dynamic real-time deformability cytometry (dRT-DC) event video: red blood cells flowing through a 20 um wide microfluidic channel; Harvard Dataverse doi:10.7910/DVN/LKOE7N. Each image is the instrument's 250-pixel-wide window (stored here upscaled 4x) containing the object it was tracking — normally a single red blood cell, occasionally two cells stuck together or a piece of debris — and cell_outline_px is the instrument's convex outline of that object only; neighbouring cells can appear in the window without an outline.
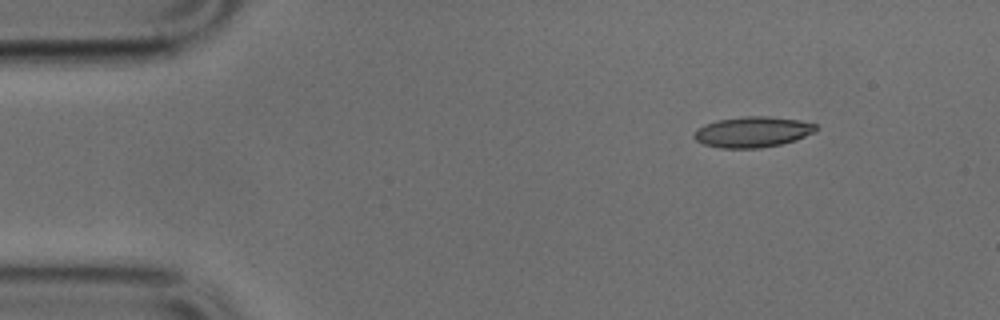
{"species": "common noctule bat (a hibernating species)", "species_latin": "Nyctalus noctula", "temperature_condition": "cold", "stored_images_in_passage": 43, "camera_frame_rate_fps": 3000, "um_per_image_px": 0.085, "animal": {"sex": "male", "body_mass_g": 17.9, "forearm_length_mm": 54.2}, "frame": {"image": 1, "passage_image": 1, "time_ms": 0.0, "image_size_px": [1000, 320], "cell_outline_px": [[820, 128], [816, 132], [796, 140], [780, 144], [760, 148], [720, 148], [704, 144], [696, 140], [692, 136], [696, 128], [704, 124], [716, 120], [744, 116], [768, 116], [800, 120], [816, 124]], "centroid_in_image_um": [63.98, 11.21], "position_along_channel_um": 21.0, "area_um2": 22.08}}
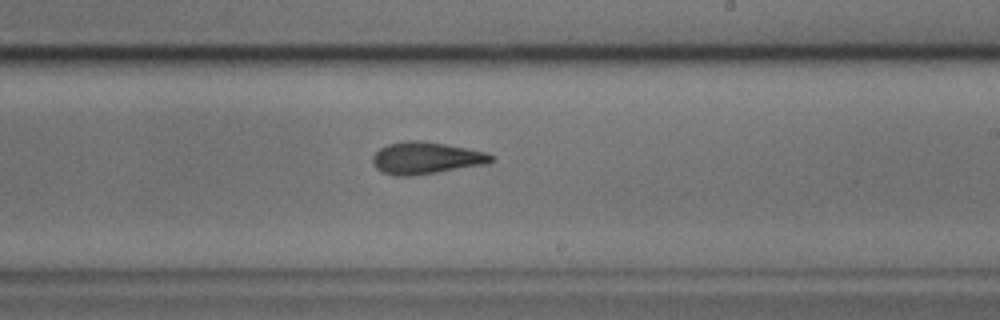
{"frame": {"image": 2, "passage_image": 24, "time_ms": 7.667, "image_size_px": [1000, 320], "cell_outline_px": [[496, 160], [488, 164], [412, 176], [392, 176], [376, 168], [372, 160], [372, 156], [380, 148], [388, 144], [408, 140], [420, 140], [444, 144], [488, 152]], "centroid_in_image_um": [36.23, 13.44], "position_along_channel_um": 252.8, "area_um2": 22.2}}
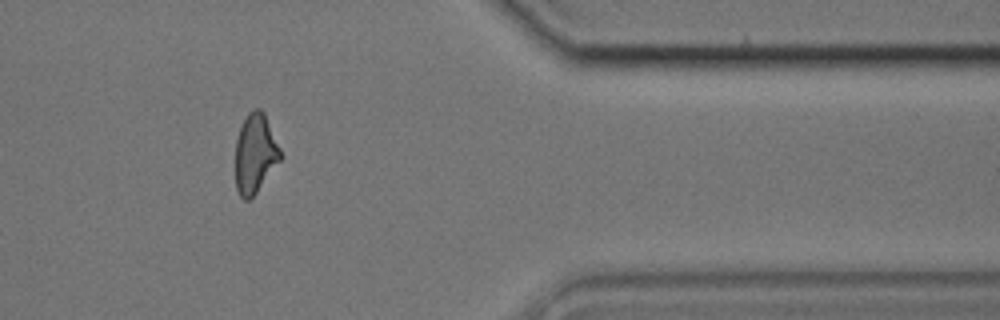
{"frame": {"image": 3, "passage_image": 36, "time_ms": 11.667, "image_size_px": [1000, 320], "cell_outline_px": [[284, 156], [256, 192], [248, 200], [244, 200], [240, 196], [236, 188], [236, 140], [240, 128], [248, 112], [252, 108], [260, 108], [264, 112]], "centroid_in_image_um": [21.71, 13.03], "position_along_channel_um": 389.7, "area_um2": 20.81}}